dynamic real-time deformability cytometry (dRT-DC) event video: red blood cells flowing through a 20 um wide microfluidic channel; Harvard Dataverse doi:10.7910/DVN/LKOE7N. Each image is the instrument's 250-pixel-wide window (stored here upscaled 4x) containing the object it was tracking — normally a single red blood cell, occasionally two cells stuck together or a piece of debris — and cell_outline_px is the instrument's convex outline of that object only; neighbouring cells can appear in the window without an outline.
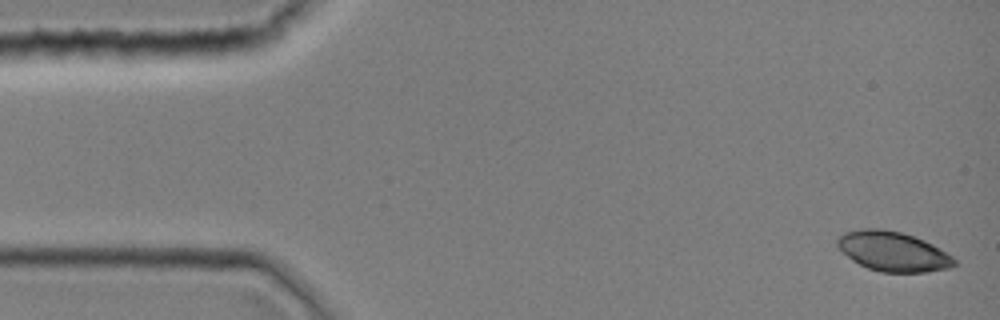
{"species": "common noctule bat (a hibernating species)", "species_latin": "Nyctalus noctula", "temperature_condition": "room temperature", "stored_images_in_passage": 43, "camera_frame_rate_fps": 3000, "um_per_image_px": 0.085, "animal": {"sex": "female", "body_mass_g": 19.0, "forearm_length_mm": 51.5}, "frame": {"image": 1, "passage_image": 1, "time_ms": 0.0, "image_size_px": [1000, 320], "cell_outline_px": [[956, 264], [948, 268], [924, 272], [880, 272], [868, 268], [852, 260], [836, 244], [836, 240], [844, 232], [860, 228], [884, 228], [900, 232], [924, 240], [932, 244], [952, 256], [956, 260]], "centroid_in_image_um": [75.89, 21.36], "position_along_channel_um": 9.1, "area_um2": 26.88}}
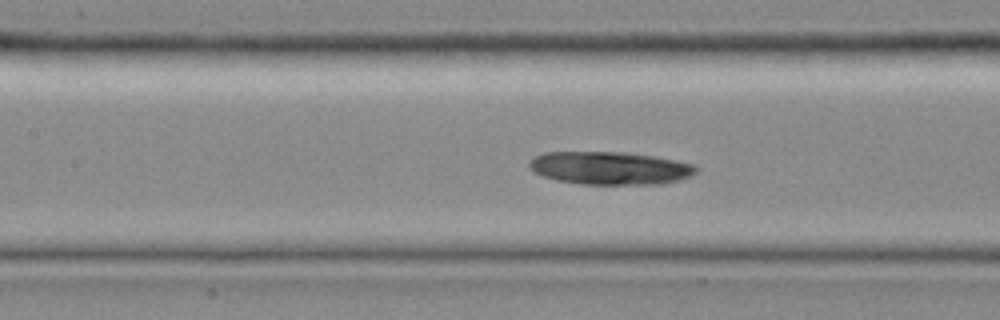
{"frame": {"image": 2, "passage_image": 19, "time_ms": 6.0, "image_size_px": [1000, 320], "cell_outline_px": [[696, 172], [692, 176], [680, 180], [664, 184], [580, 184], [556, 180], [532, 172], [528, 168], [528, 160], [532, 156], [544, 152], [624, 152], [656, 156], [696, 164]], "centroid_in_image_um": [51.83, 14.28], "position_along_channel_um": 155.6, "area_um2": 32.54}}
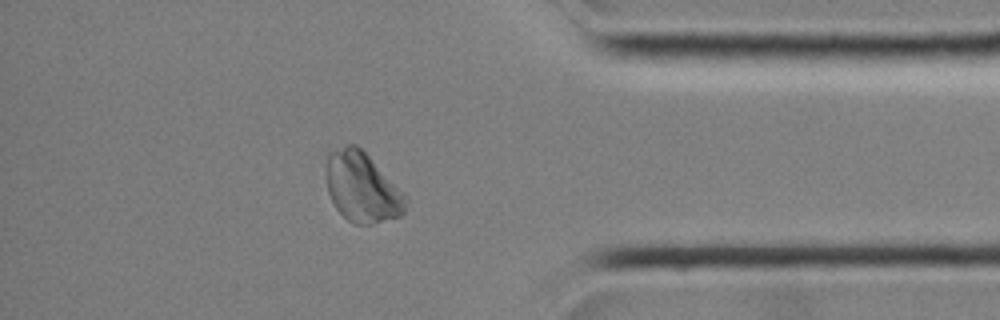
{"frame": {"image": 3, "passage_image": 37, "time_ms": 12.0, "image_size_px": [1000, 320], "cell_outline_px": [[408, 200], [404, 212], [400, 216], [372, 224], [352, 224], [336, 208], [328, 192], [324, 176], [324, 172], [328, 152], [348, 144], [356, 144], [408, 196]], "centroid_in_image_um": [30.75, 15.92], "position_along_channel_um": 404.4, "area_um2": 32.6}}